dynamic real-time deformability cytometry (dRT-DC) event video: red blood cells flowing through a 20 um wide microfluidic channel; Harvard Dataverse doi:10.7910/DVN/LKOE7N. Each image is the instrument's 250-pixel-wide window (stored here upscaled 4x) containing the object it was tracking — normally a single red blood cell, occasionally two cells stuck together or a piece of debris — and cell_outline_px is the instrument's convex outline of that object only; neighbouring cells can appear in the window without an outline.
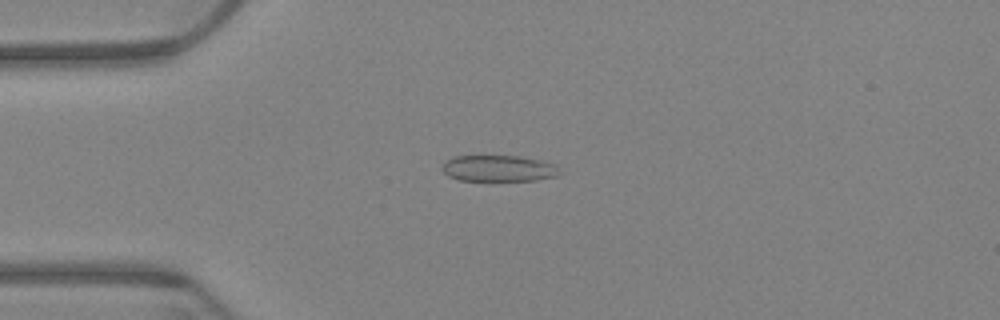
{"species": "Egyptian fruit bat (a non-hibernating species)", "species_latin": "Rousettus aegyptiacus", "temperature_condition": "warm", "stored_images_in_passage": 61, "camera_frame_rate_fps": 3000, "um_per_image_px": 0.085, "animal": {"sex": "female"}, "frame": {"image": 1, "passage_image": 16, "time_ms": 5.0, "image_size_px": [1000, 320], "cell_outline_px": [[560, 172], [556, 176], [536, 180], [460, 180], [448, 176], [440, 168], [444, 160], [452, 156], [520, 156], [540, 160], [556, 164]], "centroid_in_image_um": [42.34, 14.3], "position_along_channel_um": 42.7, "area_um2": 18.03}}
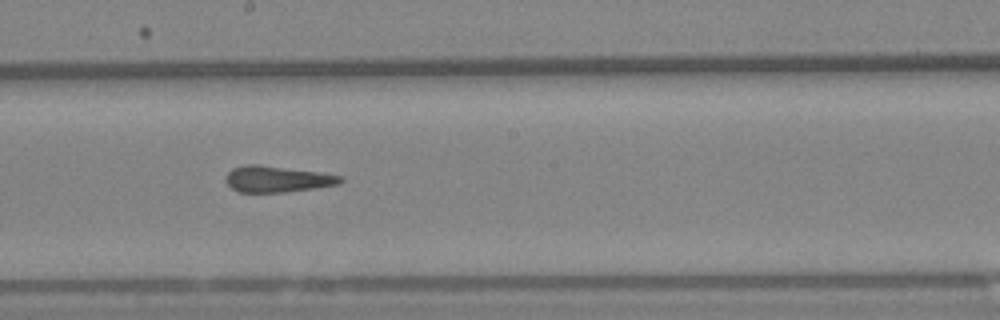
{"frame": {"image": 2, "passage_image": 34, "time_ms": 11.0, "image_size_px": [1000, 320], "cell_outline_px": [[344, 180], [340, 184], [284, 192], [240, 192], [232, 188], [224, 180], [224, 176], [232, 168], [244, 164], [260, 164], [324, 172], [344, 176]], "centroid_in_image_um": [23.58, 15.2], "position_along_channel_um": 224.6, "area_um2": 17.86}}
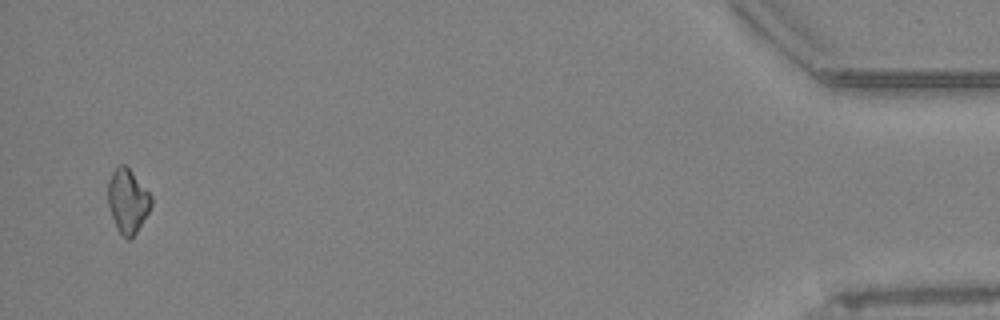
{"frame": {"image": 3, "passage_image": 59, "time_ms": 19.333, "image_size_px": [1000, 320], "cell_outline_px": [[152, 204], [148, 212], [136, 232], [128, 240], [120, 232], [112, 216], [108, 204], [108, 180], [112, 172], [120, 164], [124, 164], [128, 168], [152, 196]], "centroid_in_image_um": [10.85, 17.06], "position_along_channel_um": 424.4, "area_um2": 15.66}, "authors_computed_cell_mechanics": {"area_um2": 18.0336, "velocity_mm_per_s": 3.4131, "shape_relaxation_time_tau1_ms": null, "shape_relaxation_time_tau2_ms": 3.1849, "deformation_change_tau1": null, "deformation_change_tau2": 0.07}}